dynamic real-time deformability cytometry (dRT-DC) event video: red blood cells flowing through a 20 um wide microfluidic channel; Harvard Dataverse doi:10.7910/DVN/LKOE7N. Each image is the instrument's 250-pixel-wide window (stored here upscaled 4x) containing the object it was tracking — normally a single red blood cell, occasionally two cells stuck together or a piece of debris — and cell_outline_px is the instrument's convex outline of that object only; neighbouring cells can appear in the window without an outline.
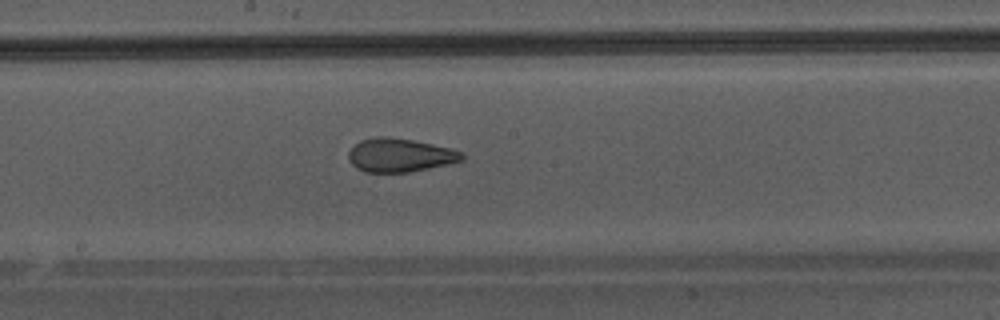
{"species": "Egyptian fruit bat (a non-hibernating species)", "species_latin": "Rousettus aegyptiacus", "temperature_condition": "warm", "stored_images_in_passage": 47, "camera_frame_rate_fps": 3000, "um_per_image_px": 0.085, "animal": {"sex": "male"}, "frame": {"image": 1, "passage_image": 27, "time_ms": 8.667, "image_size_px": [1000, 320], "cell_outline_px": [[464, 160], [448, 164], [408, 172], [364, 172], [356, 168], [352, 164], [348, 156], [348, 152], [360, 140], [376, 136], [388, 136], [412, 140], [452, 148], [460, 152], [464, 156]], "centroid_in_image_um": [33.98, 13.18], "position_along_channel_um": 214.2, "area_um2": 22.14}}